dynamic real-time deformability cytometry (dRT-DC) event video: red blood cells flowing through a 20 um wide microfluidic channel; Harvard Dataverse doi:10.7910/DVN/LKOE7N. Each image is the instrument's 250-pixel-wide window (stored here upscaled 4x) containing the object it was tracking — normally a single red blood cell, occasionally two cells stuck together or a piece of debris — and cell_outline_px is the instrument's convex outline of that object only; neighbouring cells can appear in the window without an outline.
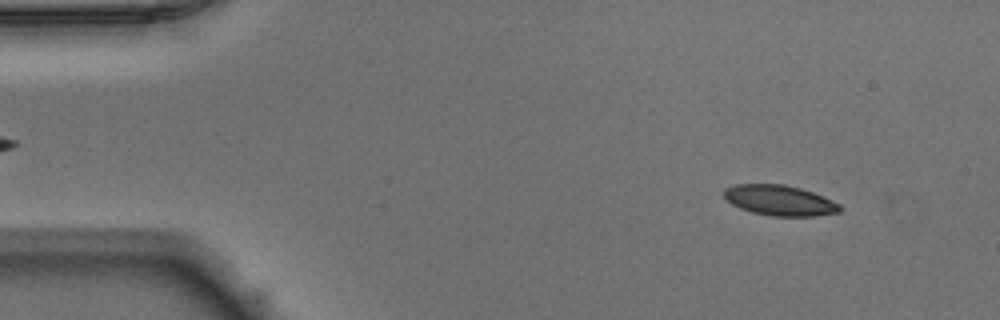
{"species": "Egyptian fruit bat (a non-hibernating species)", "species_latin": "Rousettus aegyptiacus", "temperature_condition": "warm", "stored_images_in_passage": 51, "camera_frame_rate_fps": 3000, "um_per_image_px": 0.085, "animal": {"sex": "male"}, "frame": {"image": 1, "passage_image": 5, "time_ms": 1.333, "image_size_px": [1000, 320], "cell_outline_px": [[844, 208], [840, 212], [816, 216], [768, 216], [752, 212], [740, 208], [732, 204], [724, 196], [724, 188], [736, 184], [784, 184], [800, 188], [812, 192], [840, 204]], "centroid_in_image_um": [66.28, 17.04], "position_along_channel_um": 18.7, "area_um2": 20.58}}
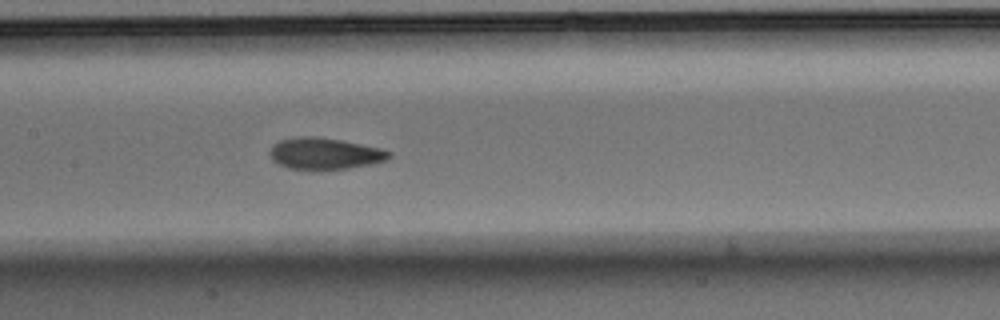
{"frame": {"image": 2, "passage_image": 24, "time_ms": 7.667, "image_size_px": [1000, 320], "cell_outline_px": [[392, 156], [388, 160], [372, 164], [348, 168], [312, 172], [288, 168], [272, 160], [268, 152], [272, 144], [280, 140], [296, 136], [316, 136], [340, 140], [380, 148], [392, 152]], "centroid_in_image_um": [27.57, 13.08], "position_along_channel_um": 179.8, "area_um2": 22.6}}
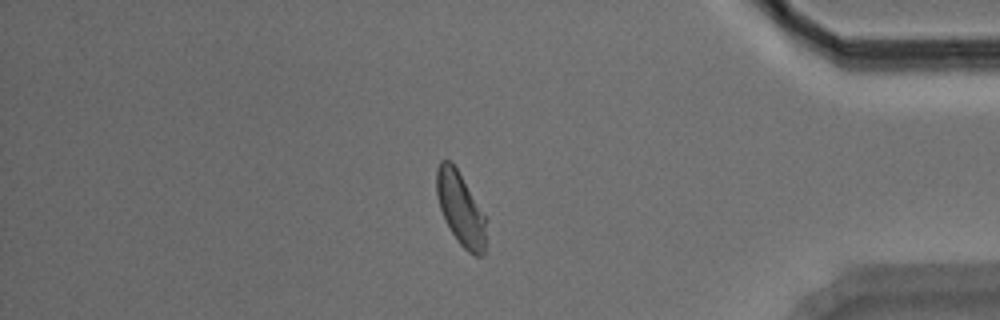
{"frame": {"image": 3, "passage_image": 43, "time_ms": 14.0, "image_size_px": [1000, 320], "cell_outline_px": [[484, 256], [476, 256], [468, 252], [456, 240], [440, 208], [436, 192], [436, 168], [440, 160], [452, 160], [484, 216]], "centroid_in_image_um": [39.1, 17.71], "position_along_channel_um": 396.1, "area_um2": 20.4}, "authors_computed_cell_mechanics": {"area_um2": 21.5594, "velocity_mm_per_s": 3.9167, "shape_relaxation_time_tau1_ms": 3.4916, "shape_relaxation_time_tau2_ms": 1.2746, "deformation_change_tau1": 0.1409, "deformation_change_tau2": 0.0522}}